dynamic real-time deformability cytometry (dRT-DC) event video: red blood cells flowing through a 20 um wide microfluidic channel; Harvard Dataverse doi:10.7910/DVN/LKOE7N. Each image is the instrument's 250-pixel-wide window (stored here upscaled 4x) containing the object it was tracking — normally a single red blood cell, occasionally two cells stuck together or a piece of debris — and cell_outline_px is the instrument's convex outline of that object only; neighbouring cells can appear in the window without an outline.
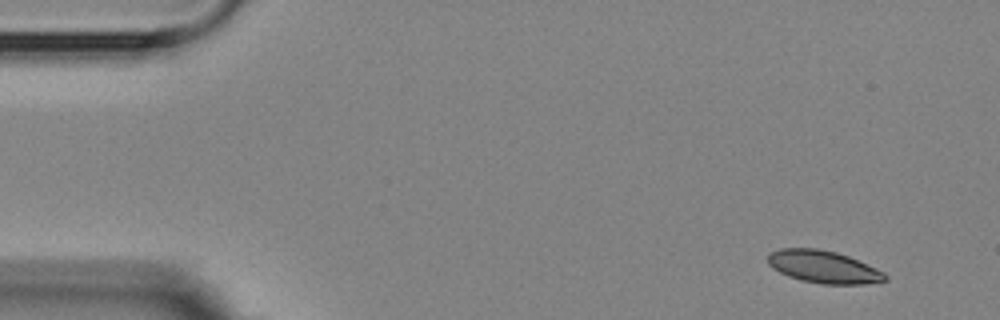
{"species": "Egyptian fruit bat (a non-hibernating species)", "species_latin": "Rousettus aegyptiacus", "temperature_condition": "room temperature", "stored_images_in_passage": 5, "camera_frame_rate_fps": 3000, "um_per_image_px": 0.085, "animal": {"sex": "female"}, "frame": {"image": 1, "passage_image": 1, "time_ms": 0.0, "image_size_px": [1000, 320], "cell_outline_px": [[888, 280], [864, 284], [824, 284], [804, 280], [788, 276], [772, 268], [768, 264], [768, 256], [772, 252], [780, 248], [816, 248], [836, 252], [848, 256], [884, 272], [888, 276]], "centroid_in_image_um": [70.0, 22.68], "position_along_channel_um": 15.0, "area_um2": 21.96}}
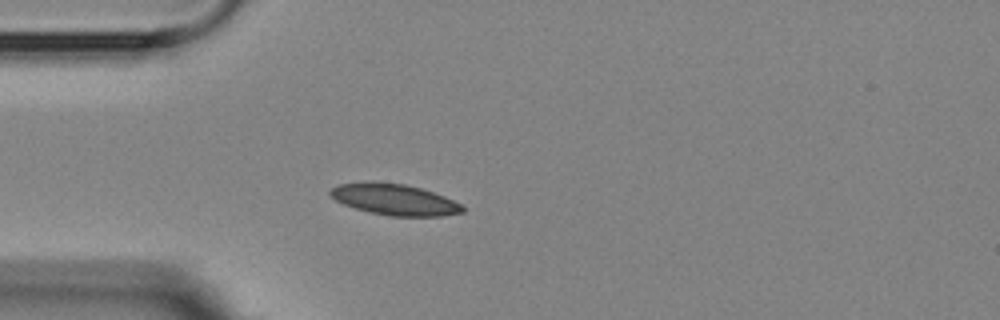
{"frame": {"image": 2, "passage_image": 4, "time_ms": 3.667, "image_size_px": [1000, 320], "cell_outline_px": [[464, 212], [440, 216], [388, 216], [356, 208], [344, 204], [336, 200], [328, 192], [332, 188], [340, 184], [368, 180], [376, 180], [404, 184], [420, 188], [444, 196], [460, 204], [464, 208]], "centroid_in_image_um": [33.5, 16.94], "position_along_channel_um": 51.5, "area_um2": 23.99}}